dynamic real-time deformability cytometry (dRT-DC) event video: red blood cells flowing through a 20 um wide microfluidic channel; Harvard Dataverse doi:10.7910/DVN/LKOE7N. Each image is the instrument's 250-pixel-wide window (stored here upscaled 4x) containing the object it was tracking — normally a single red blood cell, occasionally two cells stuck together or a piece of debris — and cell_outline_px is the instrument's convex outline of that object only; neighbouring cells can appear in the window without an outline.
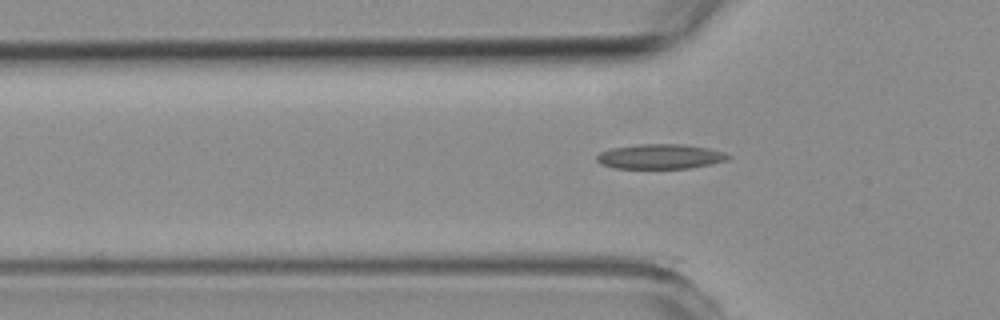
{"species": "common noctule bat (a hibernating species)", "species_latin": "Nyctalus noctula", "temperature_condition": "room temperature", "stored_images_in_passage": 55, "camera_frame_rate_fps": 3000, "um_per_image_px": 0.085, "animal": {"sex": "female", "body_mass_g": 19.3, "forearm_length_mm": 54.1}, "frame": {"image": 1, "passage_image": 17, "time_ms": 5.333, "image_size_px": [1000, 320], "cell_outline_px": [[732, 156], [728, 160], [692, 168], [616, 168], [600, 164], [596, 160], [596, 156], [600, 152], [612, 148], [636, 144], [684, 144], [708, 148], [724, 152]], "centroid_in_image_um": [56.13, 13.3], "position_along_channel_um": 69.7, "area_um2": 19.07}}
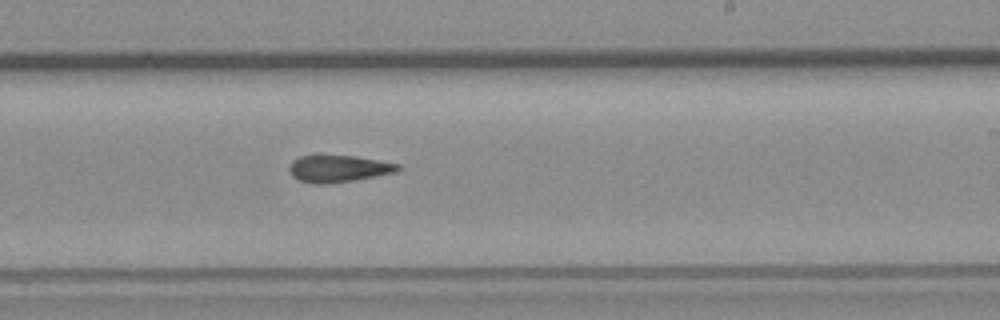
{"frame": {"image": 2, "passage_image": 33, "time_ms": 10.667, "image_size_px": [1000, 320], "cell_outline_px": [[404, 168], [400, 172], [356, 180], [328, 184], [312, 184], [300, 180], [292, 176], [288, 168], [292, 160], [300, 156], [316, 152], [356, 156], [380, 160], [400, 164]], "centroid_in_image_um": [28.79, 14.29], "position_along_channel_um": 260.2, "area_um2": 18.21}}
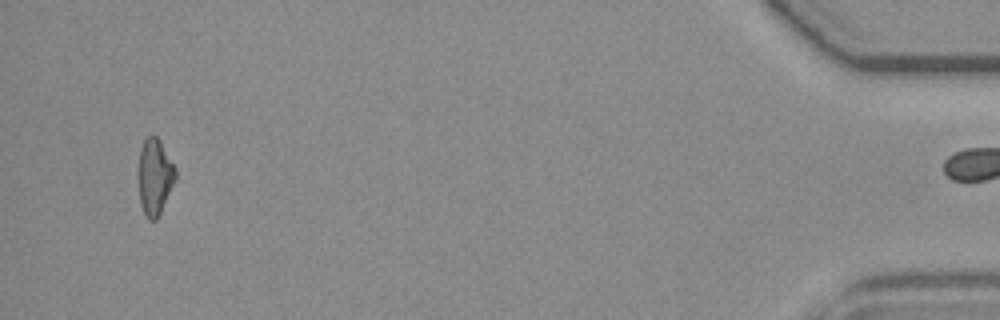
{"frame": {"image": 3, "passage_image": 54, "time_ms": 17.667, "image_size_px": [1000, 320], "cell_outline_px": [[176, 180], [156, 220], [148, 220], [140, 204], [140, 148], [144, 136], [156, 136], [160, 140], [176, 168]], "centroid_in_image_um": [13.18, 14.99], "position_along_channel_um": 422.0, "area_um2": 16.18}, "authors_computed_cell_mechanics": {"area_um2": 17.6868, "velocity_mm_per_s": 3.5686, "shape_relaxation_time_tau1_ms": null, "shape_relaxation_time_tau2_ms": 9.7103, "deformation_change_tau1": null, "deformation_change_tau2": 0.2046}}